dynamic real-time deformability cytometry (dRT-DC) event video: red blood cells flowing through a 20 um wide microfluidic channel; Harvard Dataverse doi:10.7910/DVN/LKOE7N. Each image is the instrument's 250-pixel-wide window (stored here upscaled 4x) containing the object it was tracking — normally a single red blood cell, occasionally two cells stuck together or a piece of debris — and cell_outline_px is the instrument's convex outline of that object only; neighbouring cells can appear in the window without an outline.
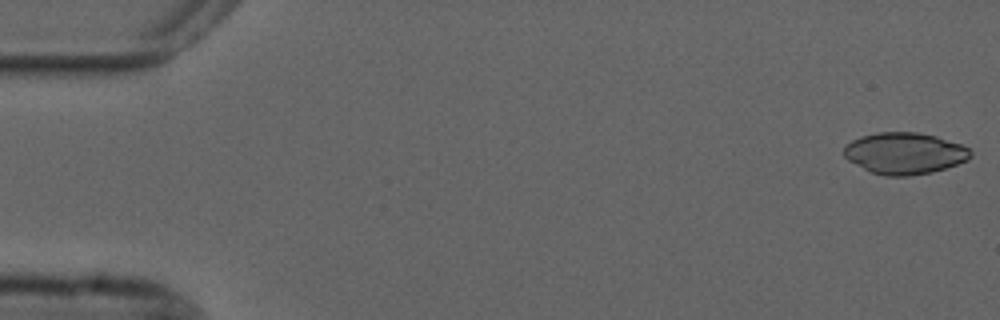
{"species": "common noctule bat (a hibernating species)", "species_latin": "Nyctalus noctula", "temperature_condition": "cold", "stored_images_in_passage": 6, "camera_frame_rate_fps": 3000, "um_per_image_px": 0.085, "animal": {"sex": "male", "forearm_length_mm": 52.5}, "frame": {"image": 1, "passage_image": 1, "time_ms": 0.0, "image_size_px": [1000, 320], "cell_outline_px": [[972, 156], [968, 160], [932, 172], [908, 176], [884, 176], [872, 172], [848, 160], [844, 156], [844, 148], [852, 140], [860, 136], [876, 132], [916, 132], [936, 136], [960, 144], [968, 148], [972, 152]], "centroid_in_image_um": [76.89, 13.02], "position_along_channel_um": 8.1, "area_um2": 30.52}}